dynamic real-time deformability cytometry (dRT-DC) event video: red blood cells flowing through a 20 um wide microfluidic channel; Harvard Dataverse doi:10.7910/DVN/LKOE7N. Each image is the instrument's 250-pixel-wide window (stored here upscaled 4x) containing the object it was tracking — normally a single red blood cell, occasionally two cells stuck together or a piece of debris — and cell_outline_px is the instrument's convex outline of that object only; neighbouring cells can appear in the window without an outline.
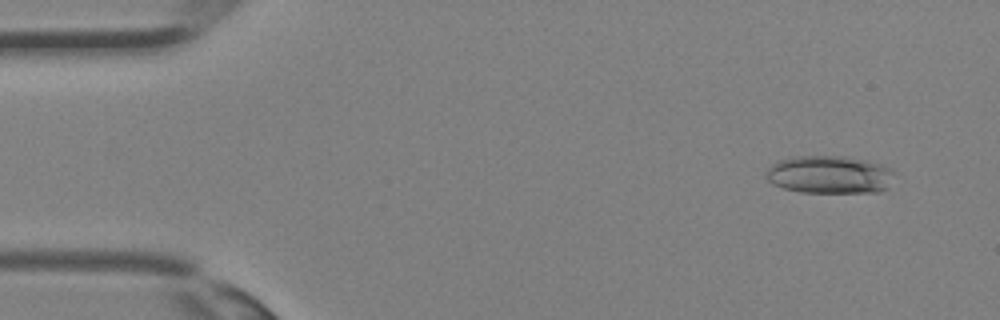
{"species": "Egyptian fruit bat (a non-hibernating species)", "species_latin": "Rousettus aegyptiacus", "temperature_condition": "room temperature", "stored_images_in_passage": 35, "camera_frame_rate_fps": 3000, "um_per_image_px": 0.085, "animal": {"sex": "female"}, "frame": {"image": 1, "passage_image": 3, "time_ms": 0.667, "image_size_px": [1000, 320], "cell_outline_px": [[896, 172], [888, 188], [880, 192], [800, 192], [784, 188], [772, 184], [764, 176], [768, 168], [772, 164], [780, 160], [800, 156], [844, 156], [864, 160], [880, 164], [892, 168]], "centroid_in_image_um": [70.54, 14.85], "position_along_channel_um": 14.5, "area_um2": 28.44}}
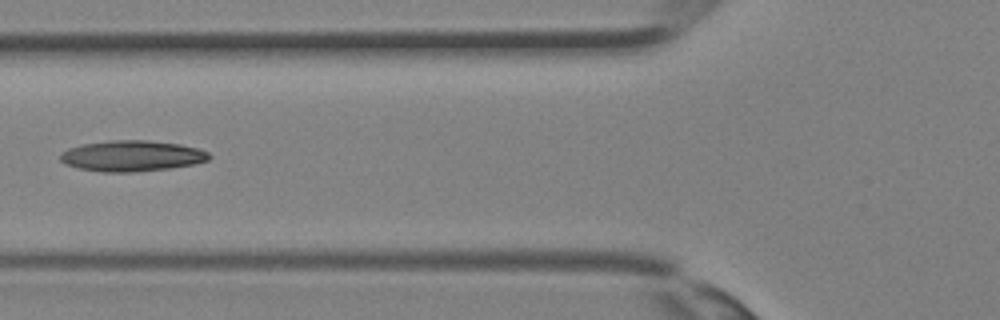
{"frame": {"image": 2, "passage_image": 14, "time_ms": 4.333, "image_size_px": [1000, 320], "cell_outline_px": [[212, 156], [208, 160], [192, 164], [168, 168], [136, 172], [100, 172], [80, 168], [64, 164], [60, 160], [60, 152], [68, 148], [84, 144], [112, 140], [148, 140], [180, 144], [200, 148], [208, 152]], "centroid_in_image_um": [11.2, 13.25], "position_along_channel_um": 114.6, "area_um2": 26.82}}
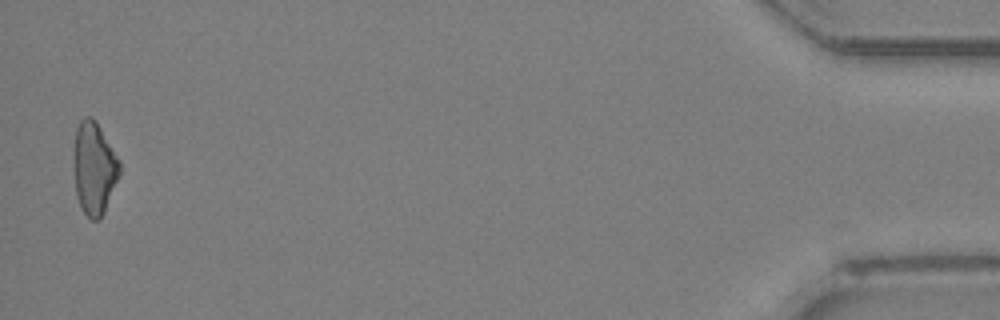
{"frame": {"image": 3, "passage_image": 35, "time_ms": 11.333, "image_size_px": [1000, 320], "cell_outline_px": [[120, 176], [104, 212], [100, 220], [92, 220], [84, 212], [76, 196], [76, 128], [80, 120], [84, 116], [92, 116], [96, 120], [120, 160]], "centroid_in_image_um": [8.06, 14.29], "position_along_channel_um": 427.1, "area_um2": 24.28}}